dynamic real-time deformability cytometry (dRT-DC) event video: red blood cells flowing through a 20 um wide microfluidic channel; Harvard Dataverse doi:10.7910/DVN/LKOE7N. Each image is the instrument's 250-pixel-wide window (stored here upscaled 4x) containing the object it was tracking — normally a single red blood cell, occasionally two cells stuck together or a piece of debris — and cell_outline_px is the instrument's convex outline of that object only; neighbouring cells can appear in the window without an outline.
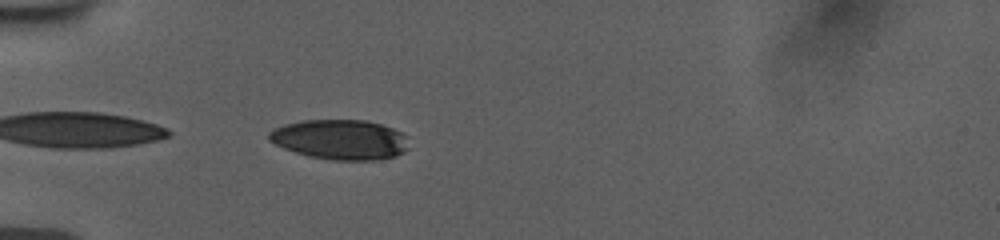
{"species": "human", "species_latin": "Homo sapiens", "temperature_condition": "room temperature", "stored_images_in_passage": 32, "camera_frame_rate_fps": 3000, "um_per_image_px": 0.085, "donor": {"sex": "female"}, "frame": {"image": 1, "passage_image": 1, "time_ms": 0.0, "image_size_px": [1000, 240], "cell_outline_px": [[408, 148], [404, 152], [396, 156], [376, 160], [332, 160], [308, 156], [284, 148], [268, 140], [268, 132], [284, 124], [300, 120], [364, 120], [380, 124], [392, 128], [400, 132], [404, 136]], "centroid_in_image_um": [28.89, 11.86], "position_along_channel_um": 56.1, "area_um2": 32.43}}
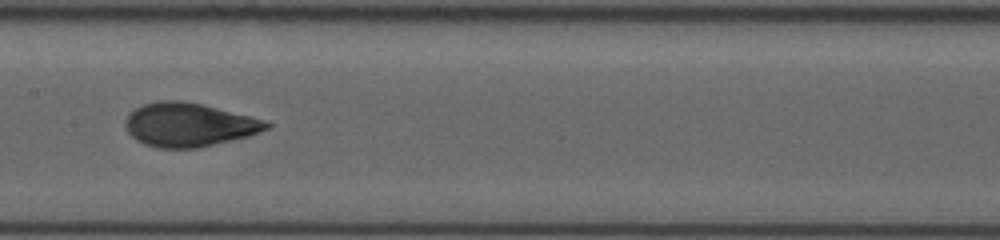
{"frame": {"image": 2, "passage_image": 13, "time_ms": 4.0, "image_size_px": [1000, 240], "cell_outline_px": [[272, 124], [268, 128], [260, 132], [248, 136], [200, 148], [156, 148], [144, 144], [136, 140], [128, 132], [124, 124], [124, 120], [136, 108], [144, 104], [160, 100], [180, 100], [200, 104], [264, 120]], "centroid_in_image_um": [16.02, 10.62], "position_along_channel_um": 191.4, "area_um2": 35.66}}
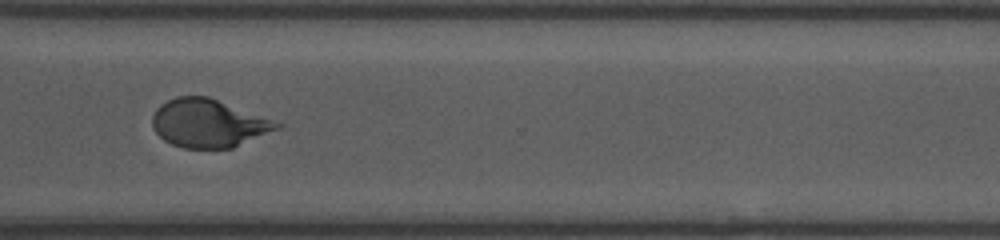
{"frame": {"image": 3, "passage_image": 26, "time_ms": 8.333, "image_size_px": [1000, 240], "cell_outline_px": [[284, 124], [280, 128], [232, 148], [184, 148], [172, 144], [164, 140], [152, 128], [152, 116], [156, 108], [160, 104], [176, 96], [208, 96]], "centroid_in_image_um": [17.69, 10.47], "position_along_channel_um": 352.9, "area_um2": 34.85}, "authors_computed_cell_mechanics": {"area_um2": 35.1713, "velocity_mm_per_s": 3.7482, "shape_relaxation_time_tau1_ms": 4.145, "shape_relaxation_time_tau2_ms": 0.8519, "deformation_change_tau1": 0.1601, "deformation_change_tau2": 0.0573}}